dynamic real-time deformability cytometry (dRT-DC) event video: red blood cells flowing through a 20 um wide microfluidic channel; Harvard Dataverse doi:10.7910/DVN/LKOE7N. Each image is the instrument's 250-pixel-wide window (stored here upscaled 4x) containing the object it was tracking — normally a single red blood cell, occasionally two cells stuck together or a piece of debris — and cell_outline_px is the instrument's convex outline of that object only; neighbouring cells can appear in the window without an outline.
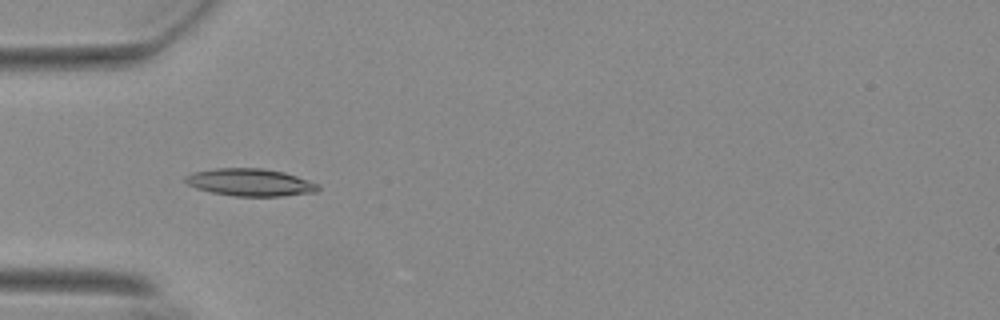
{"species": "Egyptian fruit bat (a non-hibernating species)", "species_latin": "Rousettus aegyptiacus", "temperature_condition": "warm", "stored_images_in_passage": 52, "camera_frame_rate_fps": 3000, "um_per_image_px": 0.085, "animal": {"sex": "female"}, "frame": {"image": 1, "passage_image": 14, "time_ms": 4.333, "image_size_px": [1000, 320], "cell_outline_px": [[320, 188], [316, 192], [280, 196], [232, 196], [212, 192], [196, 188], [188, 184], [184, 180], [184, 176], [192, 172], [216, 168], [260, 168], [284, 172], [320, 184]], "centroid_in_image_um": [21.26, 15.5], "position_along_channel_um": 63.7, "area_um2": 21.21}}
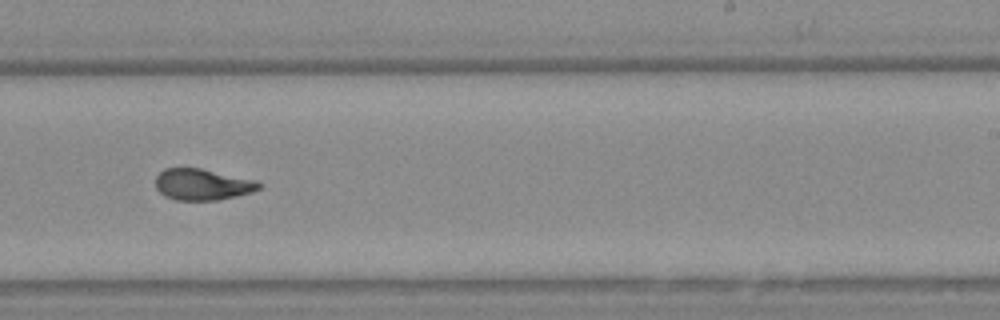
{"frame": {"image": 2, "passage_image": 31, "time_ms": 10.0, "image_size_px": [1000, 320], "cell_outline_px": [[260, 188], [252, 192], [220, 200], [176, 200], [164, 196], [156, 188], [156, 176], [164, 168], [200, 168], [256, 180], [260, 184]], "centroid_in_image_um": [17.19, 15.68], "position_along_channel_um": 271.8, "area_um2": 18.84}}
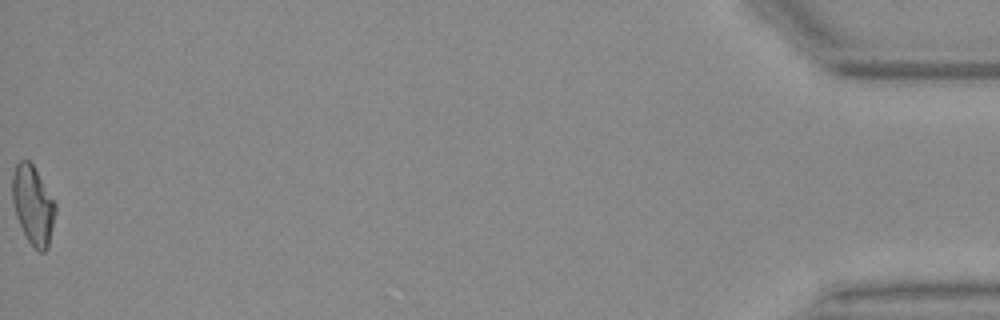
{"frame": {"image": 3, "passage_image": 52, "time_ms": 17.0, "image_size_px": [1000, 320], "cell_outline_px": [[56, 212], [48, 248], [44, 252], [40, 252], [28, 240], [16, 216], [12, 200], [12, 176], [16, 164], [20, 160], [28, 160], [32, 164], [56, 204]], "centroid_in_image_um": [2.8, 17.43], "position_along_channel_um": 432.4, "area_um2": 19.48}, "authors_computed_cell_mechanics": {"area_um2": 19.2763, "velocity_mm_per_s": 3.7082, "shape_relaxation_time_tau1_ms": 8.7774, "shape_relaxation_time_tau2_ms": 1.6592, "deformation_change_tau1": 0.2355, "deformation_change_tau2": 0.0885}}